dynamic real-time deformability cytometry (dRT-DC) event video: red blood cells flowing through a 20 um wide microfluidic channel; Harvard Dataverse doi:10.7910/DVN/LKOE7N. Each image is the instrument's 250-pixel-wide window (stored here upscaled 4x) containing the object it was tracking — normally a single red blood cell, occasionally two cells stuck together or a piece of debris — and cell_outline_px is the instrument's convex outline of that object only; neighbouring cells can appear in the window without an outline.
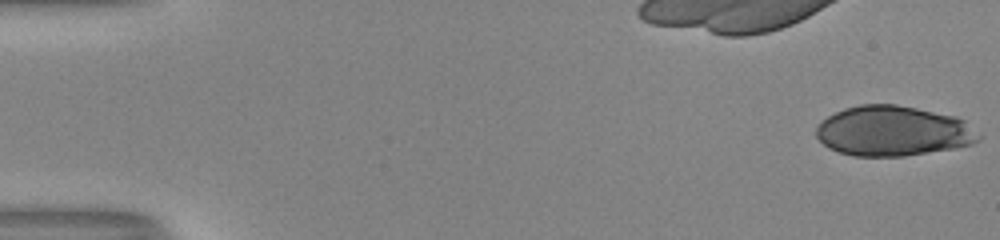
{"species": "human", "species_latin": "Homo sapiens", "temperature_condition": "room temperature", "stored_images_in_passage": 53, "segment_of_instrument_passage": [1, 2], "camera_frame_rate_fps": 3000, "um_per_image_px": 0.085, "donor": {"sex": "male"}, "frame": {"image": 1, "passage_image": 1, "time_ms": 0.0, "image_size_px": [1000, 240], "cell_outline_px": [[984, 136], [980, 140], [972, 144], [956, 148], [904, 156], [852, 156], [828, 148], [816, 136], [816, 128], [828, 116], [844, 108], [860, 104], [896, 104], [956, 116], [964, 120]], "centroid_in_image_um": [75.96, 11.14], "position_along_channel_um": 9.0, "area_um2": 47.63}}
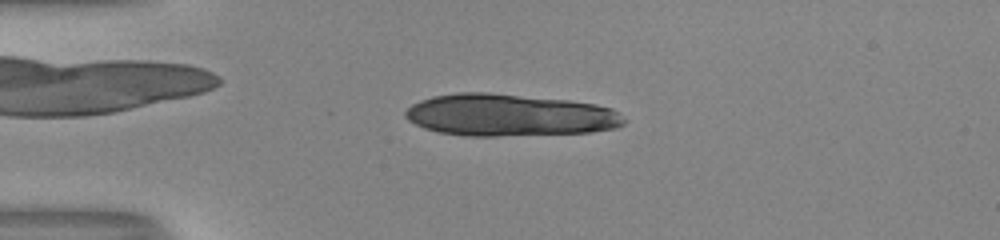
{"frame": {"image": 2, "passage_image": 14, "time_ms": 4.333, "image_size_px": [1000, 240], "cell_outline_px": [[628, 120], [624, 124], [616, 128], [592, 132], [496, 136], [464, 136], [436, 132], [424, 128], [408, 120], [404, 116], [404, 112], [412, 104], [420, 100], [432, 96], [456, 92], [488, 92], [568, 100], [596, 104], [612, 108]], "centroid_in_image_um": [43.3, 9.78], "position_along_channel_um": 41.7, "area_um2": 54.1}}